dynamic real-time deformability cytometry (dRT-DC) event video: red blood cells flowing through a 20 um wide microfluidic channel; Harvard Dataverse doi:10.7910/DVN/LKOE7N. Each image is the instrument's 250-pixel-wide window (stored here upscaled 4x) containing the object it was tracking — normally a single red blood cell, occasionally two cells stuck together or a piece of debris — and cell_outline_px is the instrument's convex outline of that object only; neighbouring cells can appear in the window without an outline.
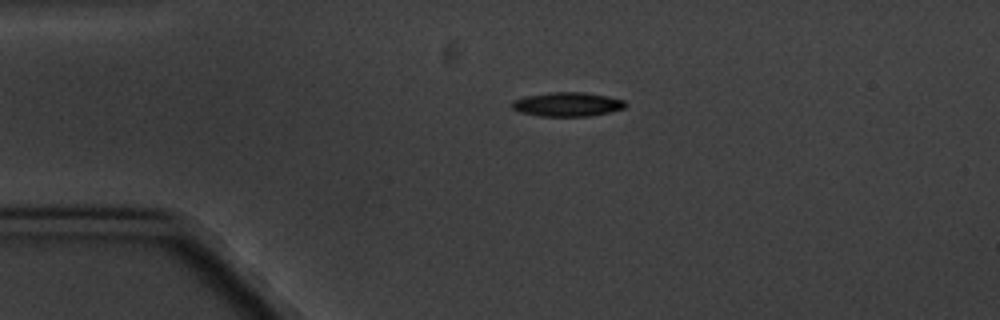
{"species": "common noctule bat (a hibernating species)", "species_latin": "Nyctalus noctula", "temperature_condition": "cold", "stored_images_in_passage": 3, "camera_frame_rate_fps": 3000, "um_per_image_px": 0.085, "animal": {"sex": "male", "body_mass_g": 20.1, "forearm_length_mm": 53.5}, "frame": {"image": 1, "passage_image": 1, "time_ms": 0.0, "image_size_px": [1000, 320], "cell_outline_px": [[628, 104], [624, 108], [608, 112], [588, 116], [540, 116], [520, 112], [512, 108], [512, 100], [524, 96], [552, 92], [584, 92], [608, 96], [624, 100]], "centroid_in_image_um": [48.22, 8.86], "position_along_channel_um": 36.8, "area_um2": 15.95}}
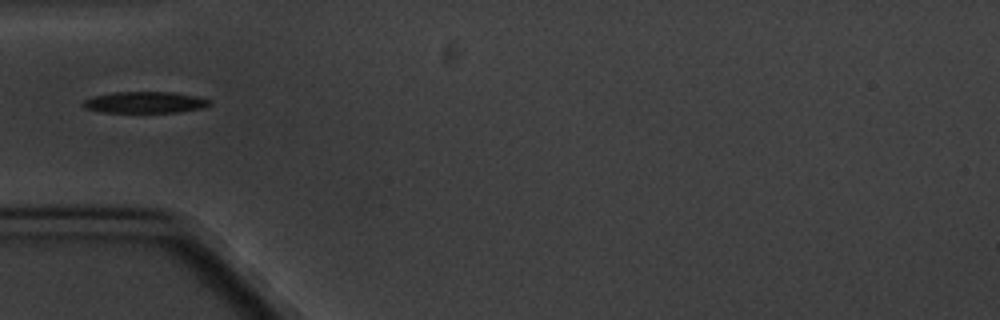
{"frame": {"image": 2, "passage_image": 2, "time_ms": 2.0, "image_size_px": [1000, 320], "cell_outline_px": [[212, 100], [204, 108], [176, 112], [104, 112], [84, 108], [80, 104], [84, 100], [96, 96], [116, 92], [176, 92], [196, 96]], "centroid_in_image_um": [12.33, 8.7], "position_along_channel_um": 72.7, "area_um2": 15.66}}